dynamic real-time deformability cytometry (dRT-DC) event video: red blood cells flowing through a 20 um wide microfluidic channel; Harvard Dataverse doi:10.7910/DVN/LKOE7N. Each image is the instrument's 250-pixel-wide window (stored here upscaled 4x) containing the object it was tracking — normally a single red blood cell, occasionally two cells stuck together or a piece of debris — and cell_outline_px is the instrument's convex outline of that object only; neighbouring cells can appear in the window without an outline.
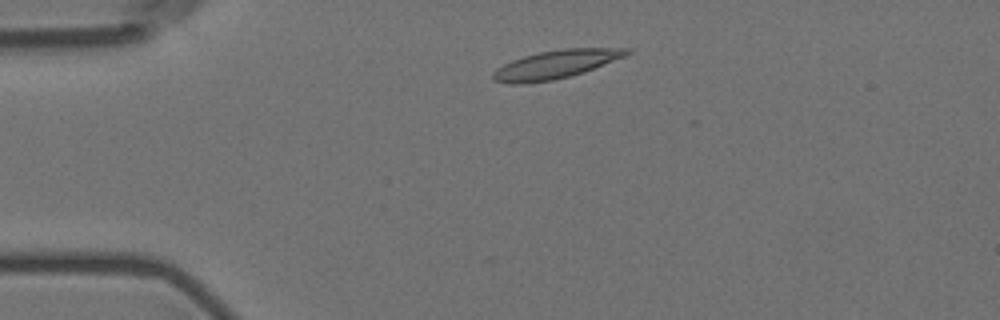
{"species": "Egyptian fruit bat (a non-hibernating species)", "species_latin": "Rousettus aegyptiacus", "temperature_condition": "room temperature", "stored_images_in_passage": 4, "camera_frame_rate_fps": 3000, "um_per_image_px": 0.085, "animal": {"sex": "female"}, "frame": {"image": 1, "passage_image": 2, "time_ms": 1.0, "image_size_px": [1000, 320], "cell_outline_px": [[632, 52], [628, 56], [568, 76], [552, 80], [524, 84], [512, 84], [492, 80], [492, 72], [496, 68], [512, 60], [524, 56], [540, 52], [564, 48], [628, 48]], "centroid_in_image_um": [47.21, 5.47], "position_along_channel_um": 37.8, "area_um2": 21.91}}